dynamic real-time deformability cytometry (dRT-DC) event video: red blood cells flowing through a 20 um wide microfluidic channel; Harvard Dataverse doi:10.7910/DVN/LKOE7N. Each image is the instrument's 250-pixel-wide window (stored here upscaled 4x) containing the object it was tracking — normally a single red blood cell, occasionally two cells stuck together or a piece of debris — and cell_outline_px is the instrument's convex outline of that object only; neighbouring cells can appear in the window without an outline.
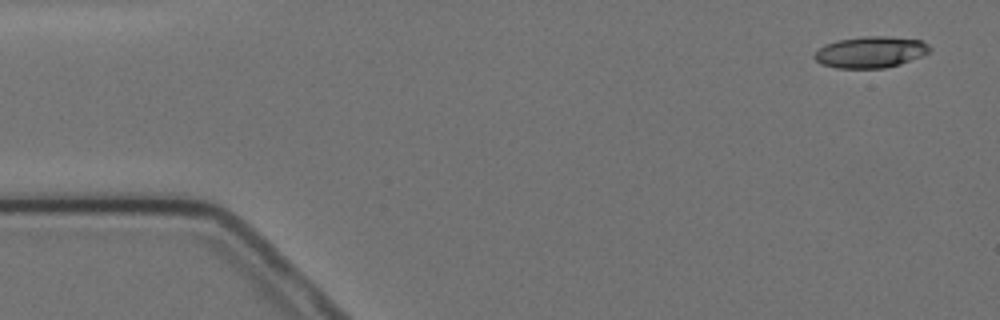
{"species": "Egyptian fruit bat (a non-hibernating species)", "species_latin": "Rousettus aegyptiacus", "temperature_condition": "cold", "stored_images_in_passage": 5, "camera_frame_rate_fps": 3000, "um_per_image_px": 0.085, "animal": {"sex": "female"}, "frame": {"image": 1, "passage_image": 1, "time_ms": 0.0, "image_size_px": [1000, 320], "cell_outline_px": [[932, 48], [928, 52], [920, 56], [900, 64], [884, 68], [836, 68], [820, 64], [812, 56], [824, 44], [836, 40], [868, 36], [888, 36], [920, 40], [928, 44]], "centroid_in_image_um": [73.97, 4.43], "position_along_channel_um": 11.0, "area_um2": 21.04}}
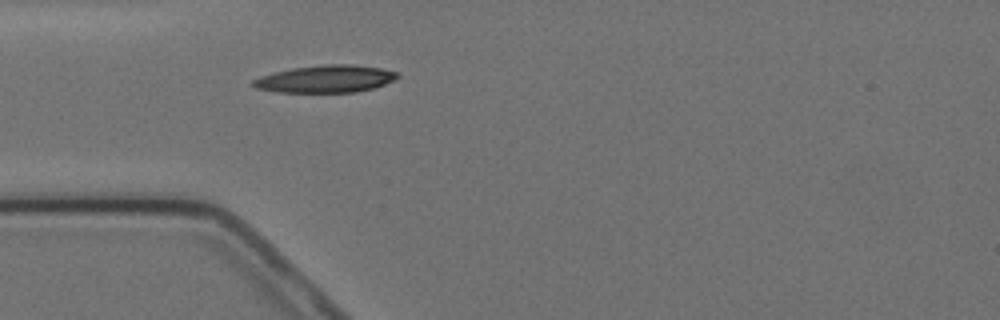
{"frame": {"image": 2, "passage_image": 5, "time_ms": 4.333, "image_size_px": [1000, 320], "cell_outline_px": [[400, 76], [384, 84], [372, 88], [356, 92], [280, 92], [256, 88], [252, 84], [252, 80], [260, 76], [292, 68], [324, 64], [356, 64], [380, 68], [396, 72]], "centroid_in_image_um": [27.67, 6.7], "position_along_channel_um": 57.3, "area_um2": 22.83}}